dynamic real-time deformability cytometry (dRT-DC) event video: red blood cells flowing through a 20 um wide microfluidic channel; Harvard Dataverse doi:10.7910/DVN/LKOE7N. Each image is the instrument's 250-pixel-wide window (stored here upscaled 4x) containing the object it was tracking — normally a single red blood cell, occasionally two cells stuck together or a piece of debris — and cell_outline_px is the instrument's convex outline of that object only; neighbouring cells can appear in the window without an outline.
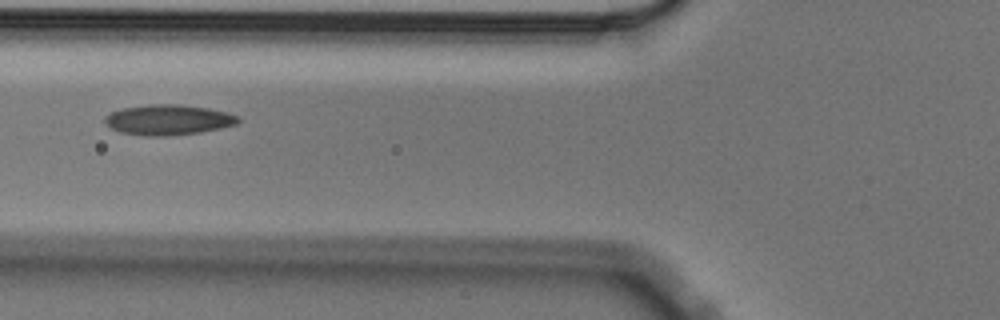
{"species": "Egyptian fruit bat (a non-hibernating species)", "species_latin": "Rousettus aegyptiacus", "temperature_condition": "cold", "stored_images_in_passage": 6, "camera_frame_rate_fps": 3000, "um_per_image_px": 0.085, "animal": {"sex": "male"}, "frame": {"image": 1, "passage_image": 2, "time_ms": 0.333, "image_size_px": [1000, 320], "cell_outline_px": [[240, 120], [236, 124], [220, 128], [200, 132], [168, 136], [144, 136], [120, 132], [104, 124], [104, 116], [120, 108], [152, 104], [180, 104], [208, 108], [228, 112], [240, 116]], "centroid_in_image_um": [14.29, 10.18], "position_along_channel_um": 111.5, "area_um2": 23.76}}
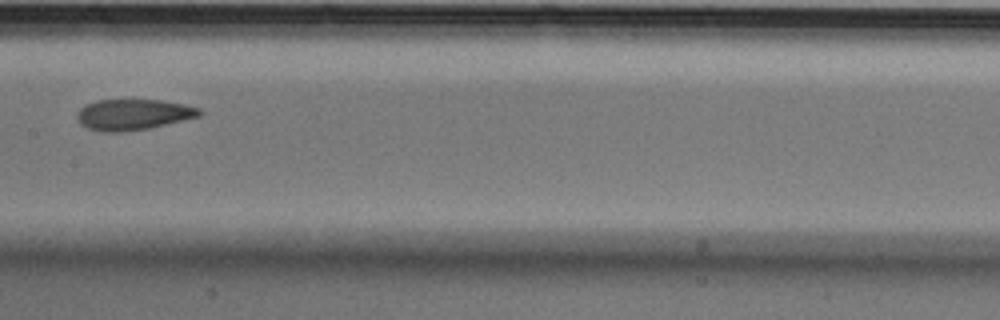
{"frame": {"image": 2, "passage_image": 4, "time_ms": 1.0, "image_size_px": [1000, 320], "cell_outline_px": [[204, 112], [200, 116], [148, 128], [124, 132], [100, 132], [88, 128], [80, 124], [76, 116], [76, 112], [80, 108], [96, 100], [160, 100], [184, 104], [200, 108]], "centroid_in_image_um": [11.31, 9.74], "position_along_channel_um": 196.1, "area_um2": 22.02}}
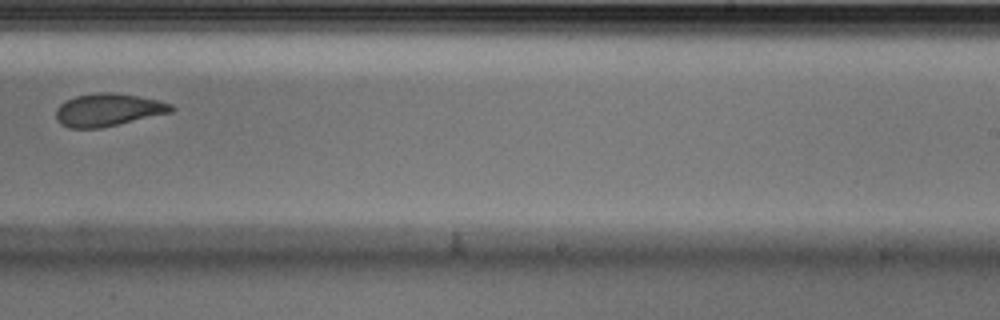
{"frame": {"image": 3, "passage_image": 6, "time_ms": 1.667, "image_size_px": [1000, 320], "cell_outline_px": [[176, 108], [172, 112], [100, 128], [68, 128], [60, 124], [56, 120], [56, 108], [60, 104], [76, 96], [96, 92], [112, 92], [136, 96], [156, 100], [172, 104]], "centroid_in_image_um": [9.16, 9.34], "position_along_channel_um": 279.8, "area_um2": 21.85}}